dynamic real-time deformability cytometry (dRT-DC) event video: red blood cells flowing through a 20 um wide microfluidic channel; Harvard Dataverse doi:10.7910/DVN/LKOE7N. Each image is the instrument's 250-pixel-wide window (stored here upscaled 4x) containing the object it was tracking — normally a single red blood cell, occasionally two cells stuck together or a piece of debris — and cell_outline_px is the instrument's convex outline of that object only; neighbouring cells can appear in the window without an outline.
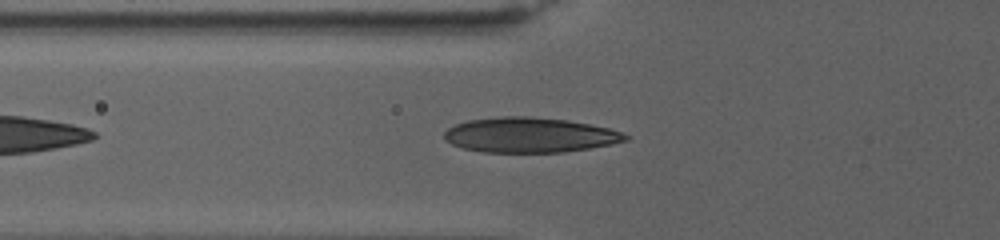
{"species": "human", "species_latin": "Homo sapiens", "temperature_condition": "warm", "stored_images_in_passage": 47, "camera_frame_rate_fps": 3000, "um_per_image_px": 0.085, "donor": {"sex": "female"}, "frame": {"image": 1, "passage_image": 4, "time_ms": 1.0, "image_size_px": [1000, 240], "cell_outline_px": [[628, 140], [612, 144], [564, 152], [480, 152], [464, 148], [452, 144], [444, 140], [444, 132], [452, 124], [468, 120], [500, 116], [528, 116], [568, 120], [608, 128], [620, 132], [628, 136]], "centroid_in_image_um": [44.97, 11.47], "position_along_channel_um": 80.8, "area_um2": 36.99}}
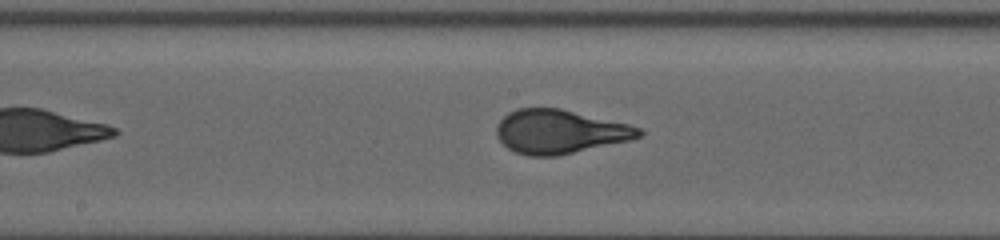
{"frame": {"image": 2, "passage_image": 17, "time_ms": 5.333, "image_size_px": [1000, 240], "cell_outline_px": [[644, 132], [640, 136], [628, 140], [560, 156], [528, 156], [516, 152], [508, 148], [496, 136], [496, 124], [508, 112], [516, 108], [560, 108], [628, 124], [640, 128]], "centroid_in_image_um": [47.54, 11.19], "position_along_channel_um": 200.7, "area_um2": 36.36}}
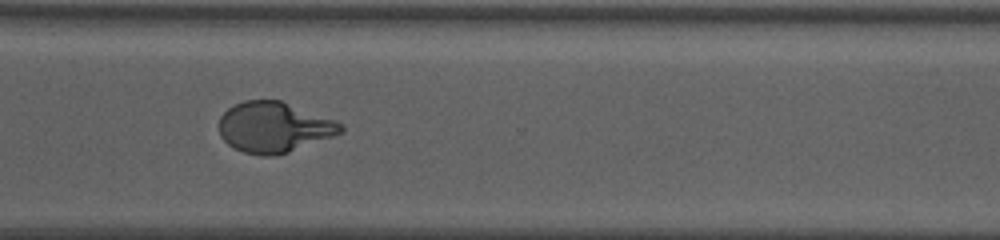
{"frame": {"image": 3, "passage_image": 33, "time_ms": 10.667, "image_size_px": [1000, 240], "cell_outline_px": [[344, 132], [288, 152], [272, 156], [264, 156], [244, 152], [232, 148], [220, 136], [220, 116], [228, 108], [244, 100], [280, 100], [336, 120], [344, 124]], "centroid_in_image_um": [23.3, 10.81], "position_along_channel_um": 347.3, "area_um2": 35.78}, "authors_computed_cell_mechanics": {"area_um2": 36.3562, "velocity_mm_per_s": 2.7577, "shape_relaxation_time_tau1_ms": 5.4416, "shape_relaxation_time_tau2_ms": null, "deformation_change_tau1": 0.2333, "deformation_change_tau2": null}}